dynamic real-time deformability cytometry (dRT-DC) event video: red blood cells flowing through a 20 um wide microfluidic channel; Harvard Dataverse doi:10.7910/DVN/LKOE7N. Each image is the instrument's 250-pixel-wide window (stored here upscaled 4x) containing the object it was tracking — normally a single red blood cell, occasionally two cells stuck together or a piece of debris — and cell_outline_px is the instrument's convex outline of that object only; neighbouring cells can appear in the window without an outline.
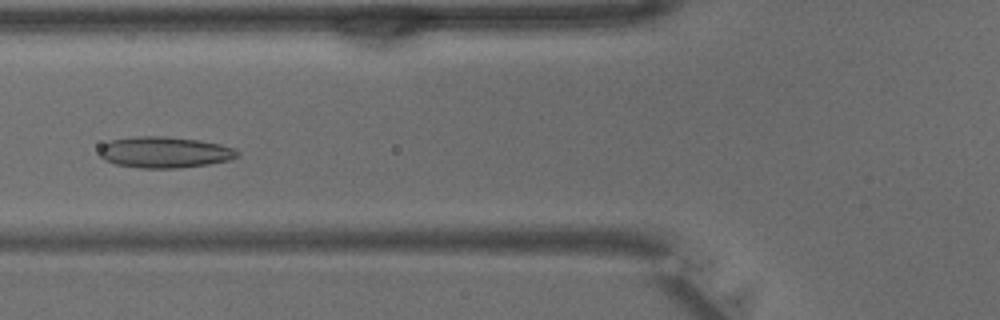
{"species": "common noctule bat (a hibernating species)", "species_latin": "Nyctalus noctula", "temperature_condition": "warm", "stored_images_in_passage": 37, "camera_frame_rate_fps": 3000, "um_per_image_px": 0.085, "animal": {"sex": "male", "body_mass_g": 15.6}, "frame": {"image": 1, "passage_image": 12, "time_ms": 3.667, "image_size_px": [1000, 320], "cell_outline_px": [[240, 156], [228, 160], [208, 164], [176, 168], [140, 168], [116, 164], [104, 160], [100, 156], [100, 148], [104, 144], [112, 140], [136, 136], [168, 136], [200, 140], [220, 144], [236, 148], [240, 152]], "centroid_in_image_um": [14.03, 12.94], "position_along_channel_um": 111.8, "area_um2": 25.14}}
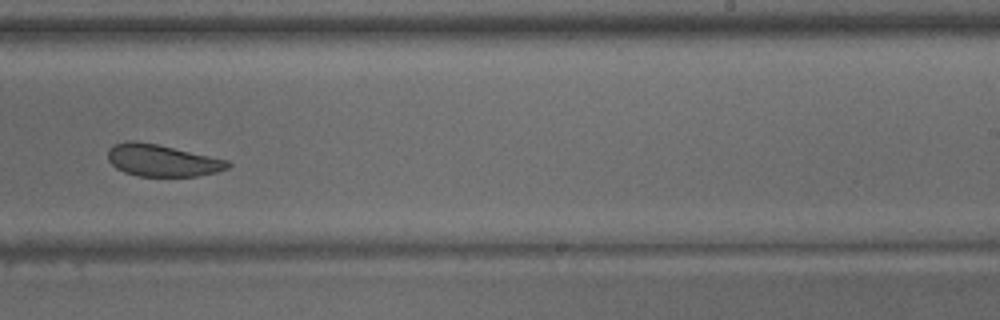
{"frame": {"image": 2, "passage_image": 22, "time_ms": 7.0, "image_size_px": [1000, 320], "cell_outline_px": [[232, 164], [228, 168], [216, 172], [196, 176], [136, 176], [124, 172], [116, 168], [108, 160], [108, 148], [112, 144], [124, 140], [136, 140], [156, 144], [228, 160]], "centroid_in_image_um": [13.73, 13.63], "position_along_channel_um": 275.3, "area_um2": 22.43}}
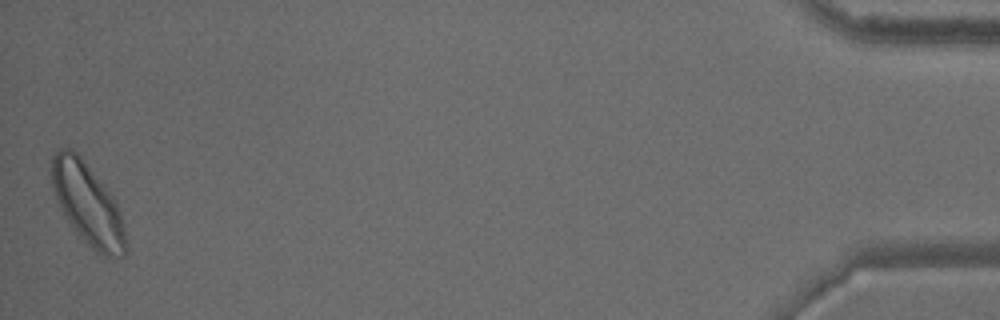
{"frame": {"image": 3, "passage_image": 37, "time_ms": 12.0, "image_size_px": [1000, 320], "cell_outline_px": [[128, 248], [124, 256], [104, 256], [96, 252], [80, 236], [68, 220], [56, 196], [52, 184], [52, 156], [60, 148], [72, 148], [80, 156], [116, 200], [124, 224]], "centroid_in_image_um": [7.5, 17.36], "position_along_channel_um": 427.7, "area_um2": 34.68}}